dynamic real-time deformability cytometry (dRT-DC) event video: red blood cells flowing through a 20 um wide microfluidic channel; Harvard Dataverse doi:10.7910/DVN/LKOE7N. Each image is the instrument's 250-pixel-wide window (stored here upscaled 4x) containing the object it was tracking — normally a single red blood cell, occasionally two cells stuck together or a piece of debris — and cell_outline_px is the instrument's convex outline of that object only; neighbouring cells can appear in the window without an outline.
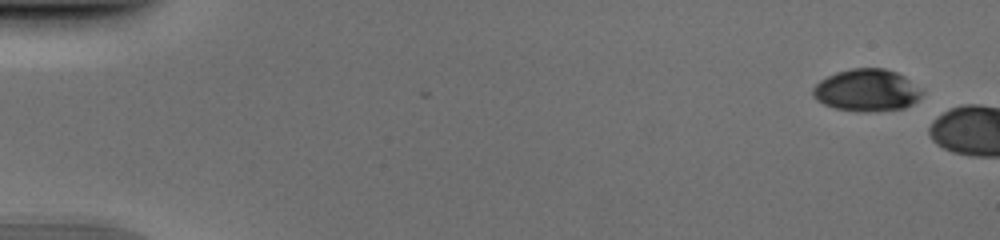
{"species": "human", "species_latin": "Homo sapiens", "temperature_condition": "cold", "stored_images_in_passage": 4, "camera_frame_rate_fps": 3000, "um_per_image_px": 0.085, "donor": {"sex": "male"}, "frame": {"image": 1, "passage_image": 1, "time_ms": 0.0, "image_size_px": [1000, 240], "cell_outline_px": [[924, 92], [912, 104], [904, 108], [868, 112], [864, 112], [836, 108], [824, 104], [816, 100], [812, 96], [812, 88], [820, 80], [836, 72], [852, 68], [884, 68], [896, 72], [904, 76]], "centroid_in_image_um": [73.65, 7.67], "position_along_channel_um": 11.4, "area_um2": 26.7}}